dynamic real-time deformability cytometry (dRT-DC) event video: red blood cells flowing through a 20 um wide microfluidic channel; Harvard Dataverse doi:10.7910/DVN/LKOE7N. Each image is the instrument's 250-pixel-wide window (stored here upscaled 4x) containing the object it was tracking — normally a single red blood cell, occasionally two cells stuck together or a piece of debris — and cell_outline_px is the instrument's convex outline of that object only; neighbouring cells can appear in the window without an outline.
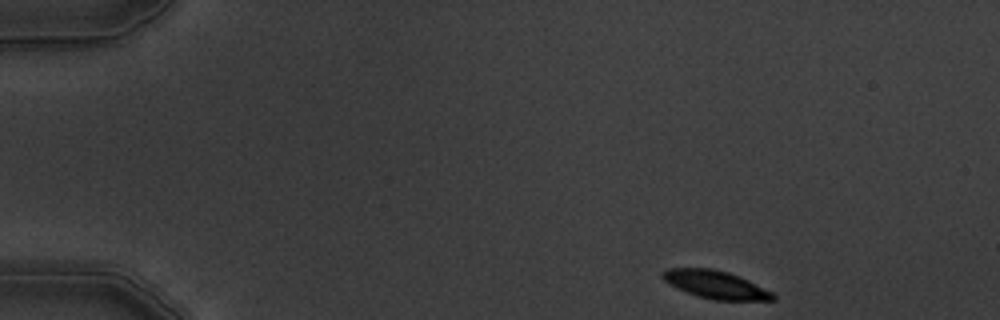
{"species": "common noctule bat (a hibernating species)", "species_latin": "Nyctalus noctula", "temperature_condition": "warm", "stored_images_in_passage": 10, "camera_frame_rate_fps": 3000, "um_per_image_px": 0.085, "animal": {"sex": "male", "body_mass_g": 19.5, "forearm_length_mm": 54.6}, "frame": {"image": 1, "passage_image": 1, "time_ms": 0.0, "image_size_px": [1000, 320], "cell_outline_px": [[776, 300], [716, 300], [700, 296], [676, 288], [664, 280], [660, 276], [664, 268], [712, 268], [728, 272], [740, 276], [772, 292], [776, 296]], "centroid_in_image_um": [60.81, 24.18], "position_along_channel_um": 24.2, "area_um2": 17.86}}